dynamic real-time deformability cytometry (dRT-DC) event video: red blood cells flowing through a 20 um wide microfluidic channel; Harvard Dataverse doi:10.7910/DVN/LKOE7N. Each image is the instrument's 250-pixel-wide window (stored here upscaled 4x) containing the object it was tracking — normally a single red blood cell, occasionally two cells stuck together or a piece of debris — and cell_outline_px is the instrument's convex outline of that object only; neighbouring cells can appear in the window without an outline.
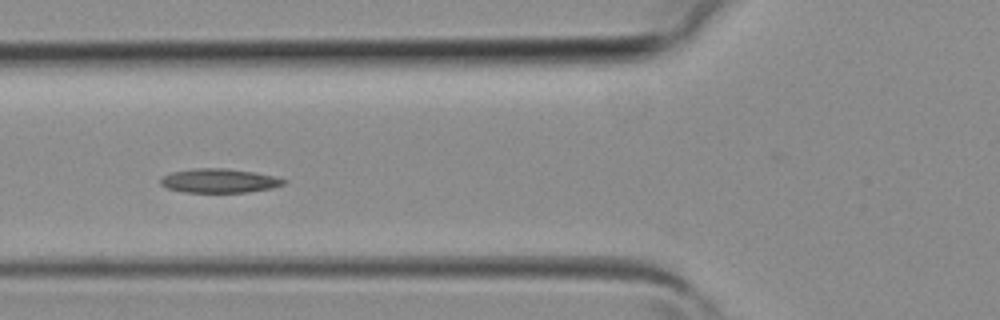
{"species": "common noctule bat (a hibernating species)", "species_latin": "Nyctalus noctula", "temperature_condition": "room temperature", "stored_images_in_passage": 3, "camera_frame_rate_fps": 3000, "um_per_image_px": 0.085, "animal": {"sex": "female", "body_mass_g": 19.3, "forearm_length_mm": 54.1}, "frame": {"image": 1, "passage_image": 3, "time_ms": 0.667, "image_size_px": [1000, 320], "cell_outline_px": [[288, 180], [284, 184], [272, 188], [248, 192], [184, 192], [168, 188], [160, 184], [160, 176], [172, 172], [196, 168], [224, 168], [256, 172], [276, 176]], "centroid_in_image_um": [18.65, 15.35], "position_along_channel_um": 107.1, "area_um2": 17.4}}